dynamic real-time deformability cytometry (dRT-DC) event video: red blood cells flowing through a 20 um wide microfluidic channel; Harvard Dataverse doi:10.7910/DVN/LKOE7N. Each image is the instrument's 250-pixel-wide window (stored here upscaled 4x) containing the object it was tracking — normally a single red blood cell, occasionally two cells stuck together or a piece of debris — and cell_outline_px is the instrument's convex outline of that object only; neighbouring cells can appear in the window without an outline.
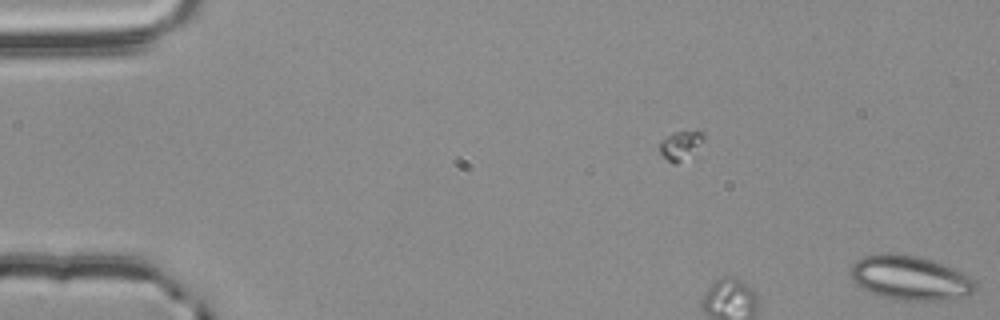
{"species": "common noctule bat (a hibernating species)", "species_latin": "Nyctalus noctula", "temperature_condition": "room temperature", "stored_images_in_passage": 12, "camera_frame_rate_fps": 3000, "um_per_image_px": 0.085, "animal": {"sex": "male", "body_mass_g": 20.4}, "frame": {"image": 1, "passage_image": 12, "time_ms": 3.667, "image_size_px": [1000, 320], "cell_outline_px": [[976, 288], [968, 296], [948, 300], [900, 300], [880, 296], [856, 284], [852, 280], [852, 264], [856, 260], [864, 256], [884, 252], [896, 252], [920, 256], [932, 260], [972, 276], [976, 284]], "centroid_in_image_um": [77.39, 23.6], "position_along_channel_um": 7.6, "area_um2": 32.48}}